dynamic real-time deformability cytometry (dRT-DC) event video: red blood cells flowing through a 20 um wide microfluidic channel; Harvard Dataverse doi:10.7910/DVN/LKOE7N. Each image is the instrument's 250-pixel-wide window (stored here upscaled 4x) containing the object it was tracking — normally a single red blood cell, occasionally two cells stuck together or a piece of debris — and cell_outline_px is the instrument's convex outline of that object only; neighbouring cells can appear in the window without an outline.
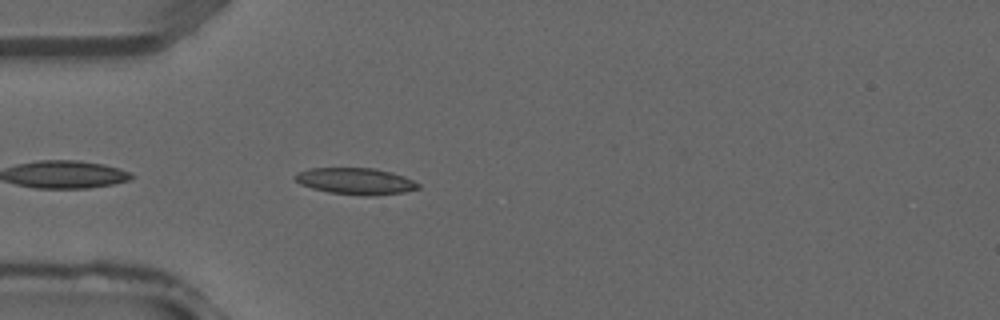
{"species": "common noctule bat (a hibernating species)", "species_latin": "Nyctalus noctula", "temperature_condition": "warm", "stored_images_in_passage": 6, "camera_frame_rate_fps": 3000, "um_per_image_px": 0.085, "animal": {"sex": "male", "forearm_length_mm": 52.5}, "frame": {"image": 1, "passage_image": 2, "time_ms": 0.333, "image_size_px": [1000, 320], "cell_outline_px": [[420, 188], [404, 192], [376, 196], [364, 196], [328, 192], [312, 188], [300, 184], [292, 176], [296, 172], [308, 168], [376, 168], [392, 172], [404, 176], [420, 184]], "centroid_in_image_um": [30.22, 15.4], "position_along_channel_um": 54.8, "area_um2": 19.31}}